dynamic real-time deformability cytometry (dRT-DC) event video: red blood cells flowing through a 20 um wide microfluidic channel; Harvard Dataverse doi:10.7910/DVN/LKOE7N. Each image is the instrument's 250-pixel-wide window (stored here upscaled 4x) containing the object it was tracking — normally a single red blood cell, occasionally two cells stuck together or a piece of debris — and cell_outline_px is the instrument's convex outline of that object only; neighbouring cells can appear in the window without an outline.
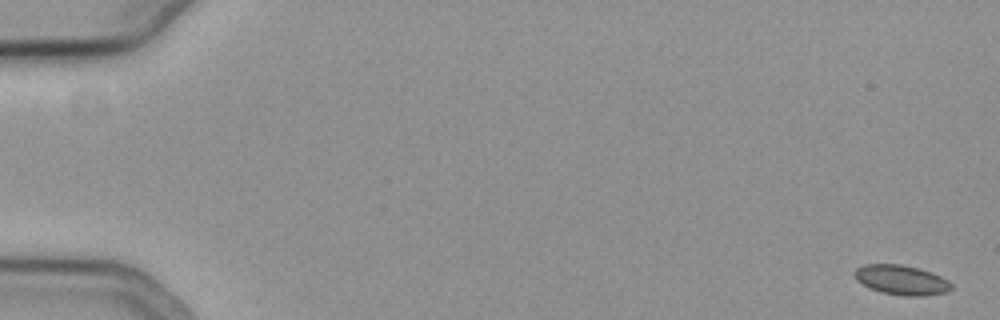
{"species": "common noctule bat (a hibernating species)", "species_latin": "Nyctalus noctula", "temperature_condition": "cold", "stored_images_in_passage": 18, "camera_frame_rate_fps": 3000, "um_per_image_px": 0.085, "animal": {"sex": "female", "body_mass_g": 19.3, "forearm_length_mm": 54.1}, "frame": {"image": 1, "passage_image": 1, "time_ms": 0.0, "image_size_px": [1000, 320], "cell_outline_px": [[952, 288], [948, 292], [924, 296], [904, 296], [880, 292], [868, 288], [856, 280], [852, 276], [852, 272], [856, 268], [864, 264], [900, 264], [920, 268], [932, 272], [948, 280], [952, 284]], "centroid_in_image_um": [76.59, 23.8], "position_along_channel_um": 8.4, "area_um2": 17.17}}
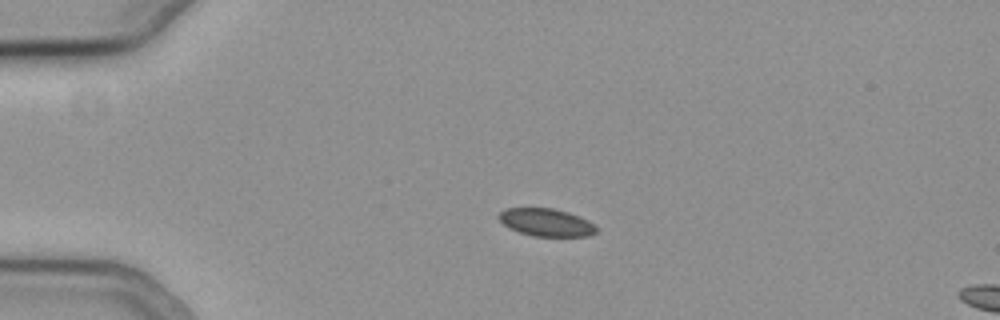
{"frame": {"image": 2, "passage_image": 14, "time_ms": 4.333, "image_size_px": [1000, 320], "cell_outline_px": [[596, 232], [588, 236], [532, 236], [508, 228], [496, 216], [504, 208], [552, 208], [568, 212], [580, 216], [596, 224]], "centroid_in_image_um": [46.42, 18.9], "position_along_channel_um": 38.6, "area_um2": 15.84}}